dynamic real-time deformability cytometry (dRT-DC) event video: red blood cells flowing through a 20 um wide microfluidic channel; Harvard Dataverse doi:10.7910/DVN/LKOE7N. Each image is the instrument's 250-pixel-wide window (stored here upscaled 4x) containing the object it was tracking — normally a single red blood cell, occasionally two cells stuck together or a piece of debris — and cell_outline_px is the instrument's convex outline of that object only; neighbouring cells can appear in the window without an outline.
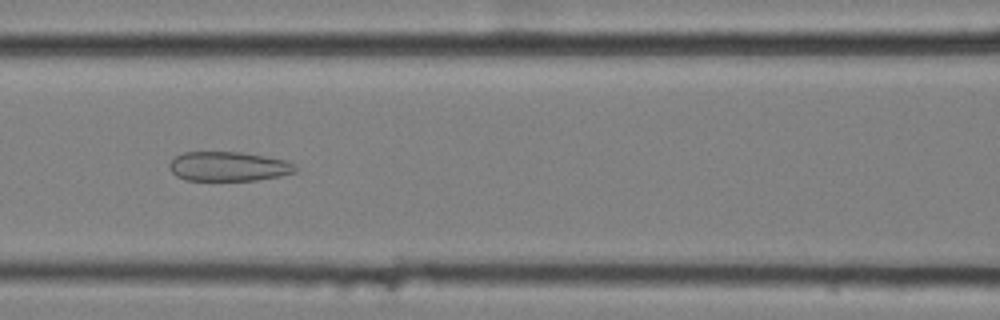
{"species": "common noctule bat (a hibernating species)", "species_latin": "Nyctalus noctula", "temperature_condition": "cold", "stored_images_in_passage": 39, "camera_frame_rate_fps": 3000, "um_per_image_px": 0.085, "animal": {"sex": "female", "body_mass_g": 25.1}, "frame": {"image": 1, "passage_image": 8, "time_ms": 2.333, "image_size_px": [1000, 320], "cell_outline_px": [[296, 172], [280, 176], [256, 180], [184, 180], [176, 176], [172, 172], [168, 164], [176, 156], [184, 152], [240, 152], [288, 160], [296, 164]], "centroid_in_image_um": [19.44, 14.14], "position_along_channel_um": 147.2, "area_um2": 21.68}}
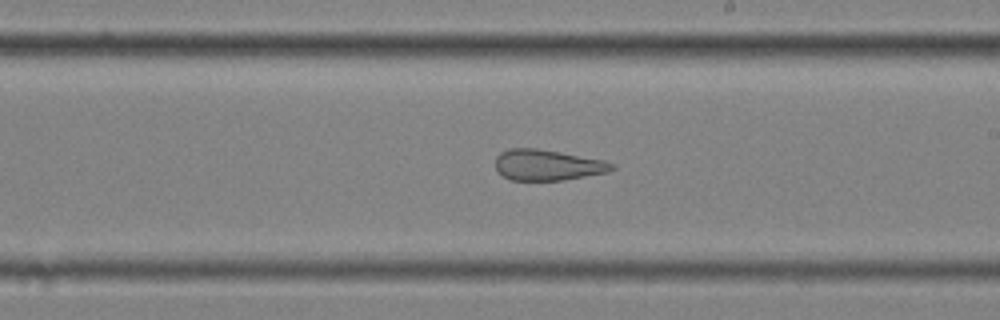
{"frame": {"image": 2, "passage_image": 16, "time_ms": 5.0, "image_size_px": [1000, 320], "cell_outline_px": [[616, 168], [608, 172], [564, 180], [512, 180], [504, 176], [496, 168], [496, 156], [500, 152], [508, 148], [536, 148], [560, 152], [604, 160], [616, 164]], "centroid_in_image_um": [46.56, 14.02], "position_along_channel_um": 242.4, "area_um2": 20.92}}
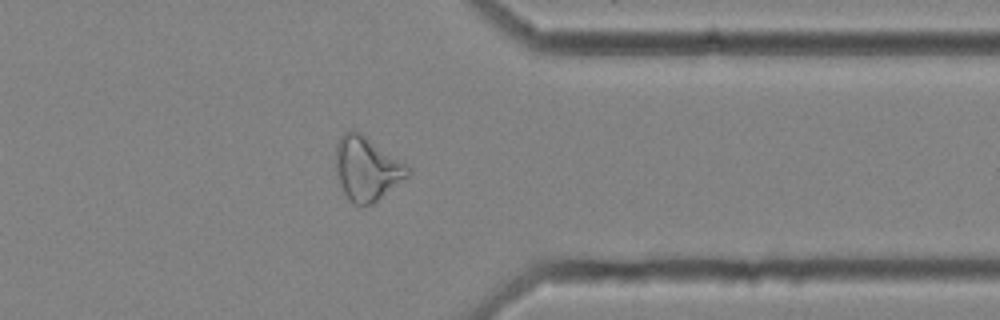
{"frame": {"image": 3, "passage_image": 28, "time_ms": 9.0, "image_size_px": [1000, 320], "cell_outline_px": [[412, 172], [408, 176], [372, 204], [356, 204], [344, 192], [340, 184], [336, 172], [336, 144], [344, 132], [360, 132], [412, 168]], "centroid_in_image_um": [31.19, 14.32], "position_along_channel_um": 380.2, "area_um2": 26.18}, "authors_computed_cell_mechanics": {"area_um2": 23.8714, "velocity_mm_per_s": 3.5798, "shape_relaxation_time_tau1_ms": null, "shape_relaxation_time_tau2_ms": 2.8619, "deformation_change_tau1": null, "deformation_change_tau2": 0.132}}